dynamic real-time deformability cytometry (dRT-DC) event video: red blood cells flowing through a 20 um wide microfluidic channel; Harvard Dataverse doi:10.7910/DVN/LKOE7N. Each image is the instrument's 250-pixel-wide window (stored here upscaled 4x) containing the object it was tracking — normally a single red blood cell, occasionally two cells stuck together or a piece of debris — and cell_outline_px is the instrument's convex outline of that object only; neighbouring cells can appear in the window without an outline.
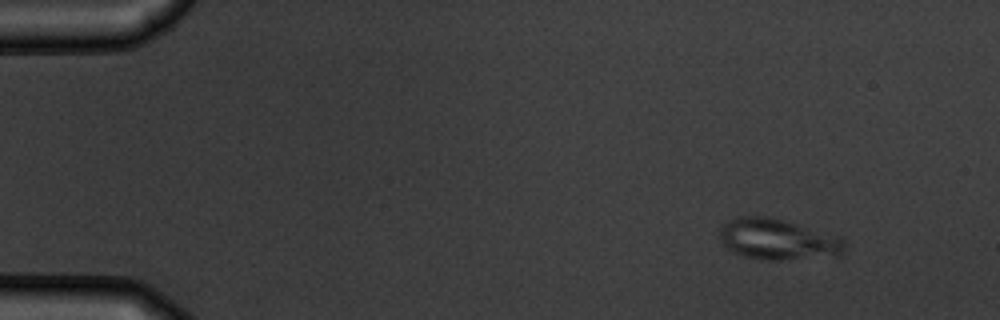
{"species": "common noctule bat (a hibernating species)", "species_latin": "Nyctalus noctula", "temperature_condition": "warm", "stored_images_in_passage": 4, "camera_frame_rate_fps": 3000, "um_per_image_px": 0.085, "animal": {"sex": "male", "body_mass_g": 19.5, "forearm_length_mm": 54.6}, "frame": {"image": 1, "passage_image": 1, "time_ms": 0.0, "image_size_px": [1000, 320], "cell_outline_px": [[848, 244], [836, 256], [780, 260], [764, 260], [744, 256], [732, 252], [724, 248], [720, 240], [720, 228], [724, 224], [740, 216], [768, 216], [784, 220], [840, 236]], "centroid_in_image_um": [66.11, 20.35], "position_along_channel_um": 18.9, "area_um2": 29.94}}